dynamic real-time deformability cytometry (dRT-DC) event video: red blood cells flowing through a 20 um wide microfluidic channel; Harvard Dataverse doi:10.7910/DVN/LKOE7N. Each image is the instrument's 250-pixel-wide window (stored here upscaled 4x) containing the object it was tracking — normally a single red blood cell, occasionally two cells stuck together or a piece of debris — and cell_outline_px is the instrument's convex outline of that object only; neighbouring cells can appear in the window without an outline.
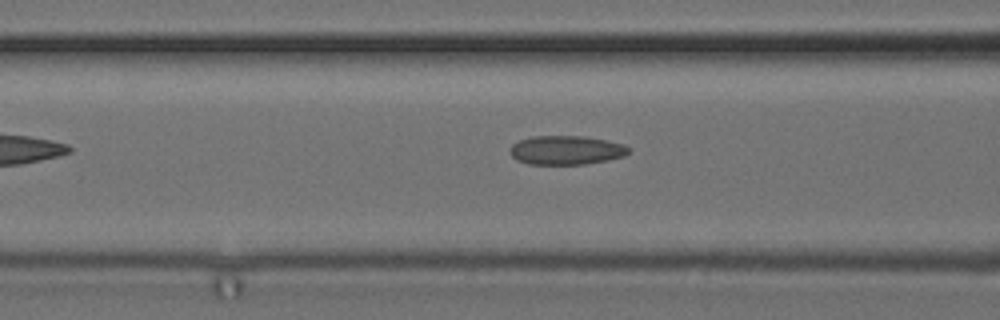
{"species": "common noctule bat (a hibernating species)", "species_latin": "Nyctalus noctula", "temperature_condition": "cold", "stored_images_in_passage": 8, "camera_frame_rate_fps": 3000, "um_per_image_px": 0.085, "animal": {"sex": "female", "body_mass_g": 24.6, "forearm_length_mm": 56.2}, "frame": {"image": 1, "passage_image": 8, "time_ms": 2.333, "image_size_px": [1000, 320], "cell_outline_px": [[632, 152], [624, 156], [608, 160], [584, 164], [528, 164], [516, 160], [512, 156], [512, 144], [520, 140], [532, 136], [584, 136], [624, 144], [632, 148]], "centroid_in_image_um": [48.18, 12.76], "position_along_channel_um": 118.4, "area_um2": 20.06}}